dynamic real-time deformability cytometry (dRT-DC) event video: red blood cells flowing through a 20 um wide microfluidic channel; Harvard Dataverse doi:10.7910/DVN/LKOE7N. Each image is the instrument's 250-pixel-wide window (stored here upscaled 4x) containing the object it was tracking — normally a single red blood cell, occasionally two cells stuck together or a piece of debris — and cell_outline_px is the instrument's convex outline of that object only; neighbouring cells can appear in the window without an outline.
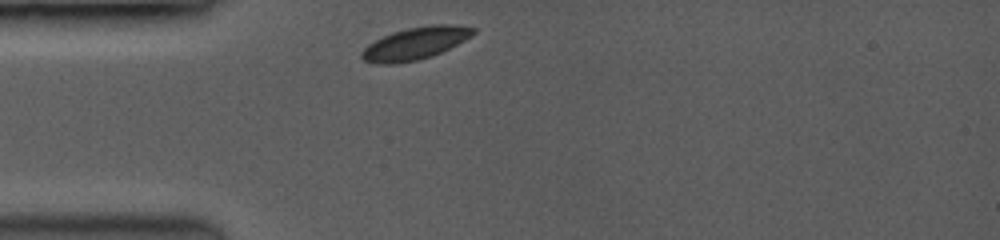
{"species": "common noctule bat (a hibernating species)", "species_latin": "Nyctalus noctula", "temperature_condition": "room temperature", "stored_images_in_passage": 18, "camera_frame_rate_fps": 3500, "um_per_image_px": 0.085, "animal": {"sex": "female", "body_mass_g": 19.0, "forearm_length_mm": 53.3}, "frame": {"image": 1, "passage_image": 1, "time_ms": 0.0, "image_size_px": [1000, 240], "cell_outline_px": [[476, 32], [464, 40], [432, 56], [416, 60], [392, 64], [380, 64], [364, 60], [360, 56], [360, 52], [368, 44], [392, 32], [408, 28], [428, 24], [460, 24], [476, 28]], "centroid_in_image_um": [35.31, 3.66], "position_along_channel_um": 49.7, "area_um2": 20.92}}
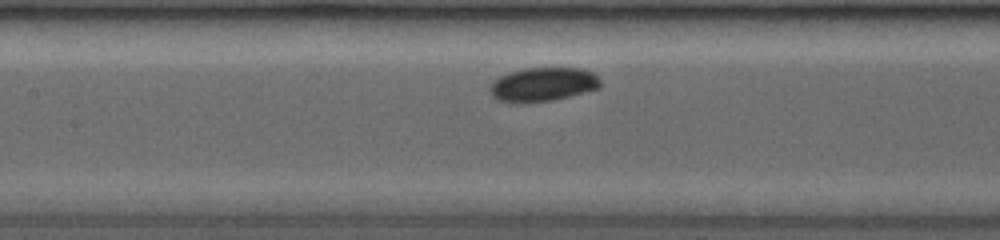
{"frame": {"image": 2, "passage_image": 13, "time_ms": 3.143, "image_size_px": [1000, 240], "cell_outline_px": [[600, 88], [548, 100], [500, 100], [492, 96], [488, 88], [500, 76], [508, 72], [524, 68], [580, 68], [592, 72], [600, 80]], "centroid_in_image_um": [46.17, 7.12], "position_along_channel_um": 161.2, "area_um2": 20.87}}